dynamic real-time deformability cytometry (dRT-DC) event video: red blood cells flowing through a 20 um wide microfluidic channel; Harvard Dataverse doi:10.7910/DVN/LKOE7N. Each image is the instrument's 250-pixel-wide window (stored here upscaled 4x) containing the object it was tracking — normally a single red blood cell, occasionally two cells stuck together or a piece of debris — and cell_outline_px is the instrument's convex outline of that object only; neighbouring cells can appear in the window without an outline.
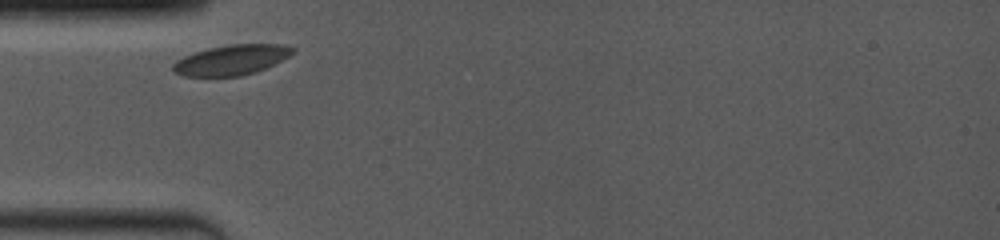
{"species": "common noctule bat (a hibernating species)", "species_latin": "Nyctalus noctula", "temperature_condition": "room temperature", "stored_images_in_passage": 3, "camera_frame_rate_fps": 4000, "um_per_image_px": 0.085, "animal": {"sex": "female", "body_mass_g": 19.0, "forearm_length_mm": 53.3}, "frame": {"image": 1, "passage_image": 1, "time_ms": 0.0, "image_size_px": [1000, 240], "cell_outline_px": [[296, 52], [256, 72], [240, 76], [184, 76], [176, 72], [172, 68], [172, 64], [176, 60], [184, 56], [208, 48], [228, 44], [280, 44], [296, 48]], "centroid_in_image_um": [19.67, 5.08], "position_along_channel_um": 65.3, "area_um2": 20.87}}
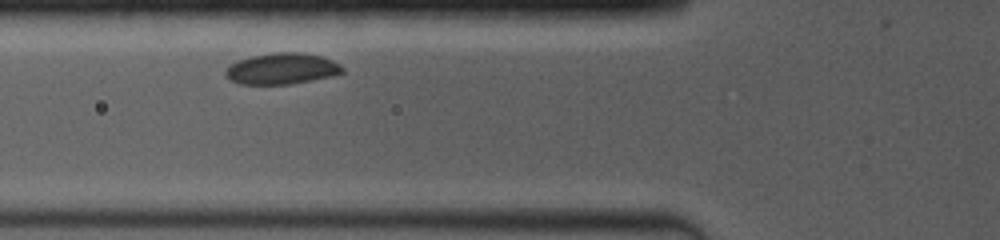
{"frame": {"image": 2, "passage_image": 2, "time_ms": 1.0, "image_size_px": [1000, 240], "cell_outline_px": [[344, 72], [336, 76], [292, 84], [240, 84], [228, 80], [224, 76], [224, 72], [232, 64], [240, 60], [252, 56], [276, 52], [300, 52], [320, 56], [332, 60], [340, 64], [344, 68]], "centroid_in_image_um": [23.99, 5.85], "position_along_channel_um": 101.8, "area_um2": 21.39}}
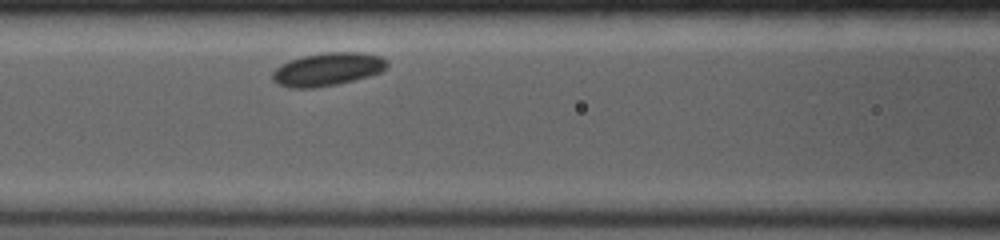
{"frame": {"image": 3, "passage_image": 3, "time_ms": 2.0, "image_size_px": [1000, 240], "cell_outline_px": [[388, 68], [384, 72], [336, 84], [312, 88], [288, 88], [276, 84], [272, 80], [272, 72], [280, 64], [288, 60], [304, 56], [324, 52], [360, 52], [380, 56], [388, 60]], "centroid_in_image_um": [27.84, 5.88], "position_along_channel_um": 138.8, "area_um2": 22.37}}